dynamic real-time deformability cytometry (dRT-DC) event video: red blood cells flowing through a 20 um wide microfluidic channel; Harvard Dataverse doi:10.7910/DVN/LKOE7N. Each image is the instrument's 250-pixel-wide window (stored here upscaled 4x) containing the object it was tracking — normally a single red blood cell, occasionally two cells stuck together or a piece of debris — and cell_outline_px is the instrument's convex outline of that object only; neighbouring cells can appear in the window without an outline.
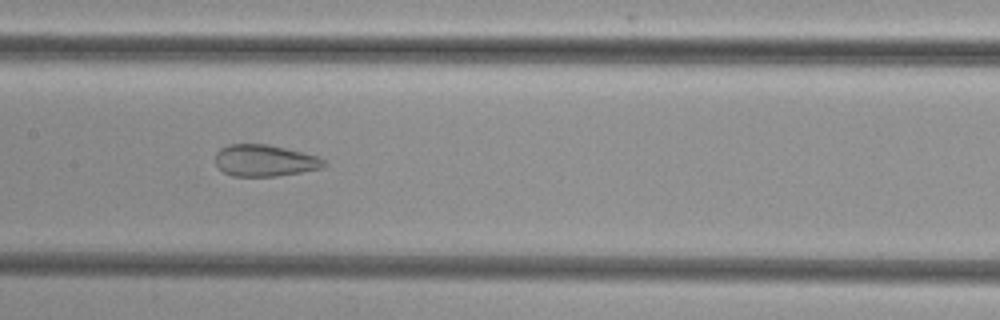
{"species": "common noctule bat (a hibernating species)", "species_latin": "Nyctalus noctula", "temperature_condition": "cold", "stored_images_in_passage": 40, "camera_frame_rate_fps": 3000, "um_per_image_px": 0.085, "animal": {"sex": "female", "body_mass_g": 29.2, "forearm_length_mm": 56.3}, "frame": {"image": 1, "passage_image": 22, "time_ms": 7.0, "image_size_px": [1000, 320], "cell_outline_px": [[328, 164], [324, 168], [276, 176], [232, 176], [224, 172], [216, 164], [216, 152], [220, 148], [228, 144], [268, 144], [316, 156], [324, 160]], "centroid_in_image_um": [22.5, 13.65], "position_along_channel_um": 184.9, "area_um2": 19.94}}
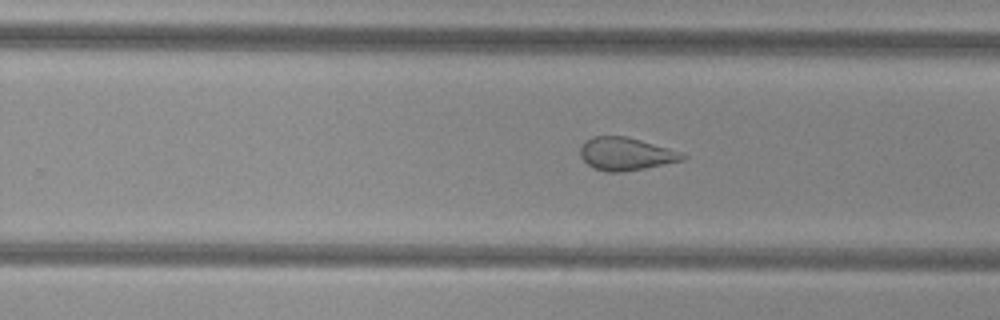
{"frame": {"image": 2, "passage_image": 29, "time_ms": 9.333, "image_size_px": [1000, 320], "cell_outline_px": [[688, 156], [684, 160], [624, 172], [604, 172], [588, 164], [580, 156], [580, 148], [584, 140], [592, 136], [628, 136], [684, 152]], "centroid_in_image_um": [53.22, 13.07], "position_along_channel_um": 276.6, "area_um2": 19.83}}
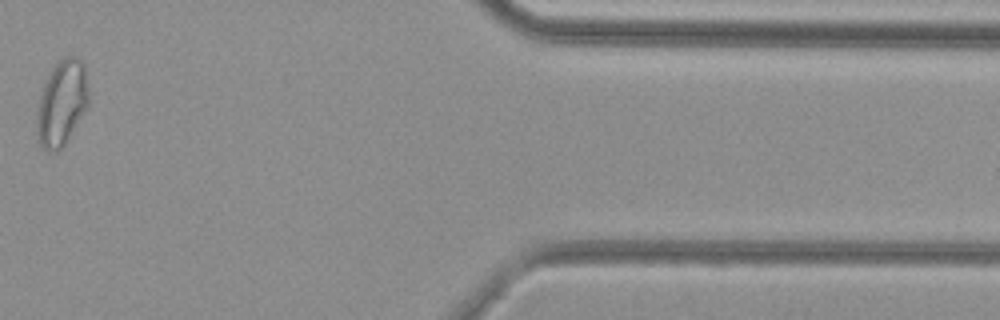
{"frame": {"image": 3, "passage_image": 36, "time_ms": 11.667, "image_size_px": [1000, 320], "cell_outline_px": [[88, 104], [64, 144], [56, 152], [48, 152], [36, 140], [36, 112], [40, 92], [44, 80], [56, 60], [64, 56], [76, 56], [84, 64], [88, 92]], "centroid_in_image_um": [5.19, 8.71], "position_along_channel_um": 406.2, "area_um2": 26.07}}